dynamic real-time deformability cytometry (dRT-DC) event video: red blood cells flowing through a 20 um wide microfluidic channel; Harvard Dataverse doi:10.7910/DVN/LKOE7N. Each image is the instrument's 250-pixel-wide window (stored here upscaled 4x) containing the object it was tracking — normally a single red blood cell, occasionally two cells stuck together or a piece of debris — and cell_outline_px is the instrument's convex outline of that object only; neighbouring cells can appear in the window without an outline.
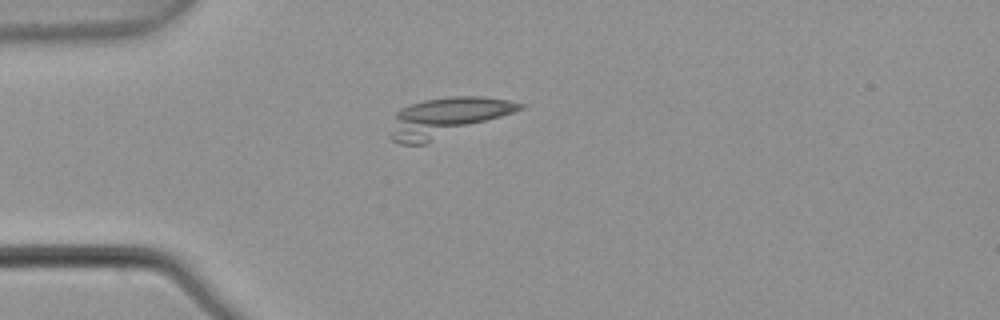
{"species": "common noctule bat (a hibernating species)", "species_latin": "Nyctalus noctula", "temperature_condition": "warm", "stored_images_in_passage": 6, "camera_frame_rate_fps": 3000, "um_per_image_px": 0.085, "animal": {"sex": "male", "body_mass_g": 21.5, "forearm_length_mm": 52.0}, "frame": {"image": 1, "passage_image": 4, "time_ms": 1.0, "image_size_px": [1000, 320], "cell_outline_px": [[524, 108], [424, 144], [400, 144], [392, 140], [388, 136], [396, 112], [400, 108], [424, 100], [452, 96], [484, 96], [508, 100], [524, 104]], "centroid_in_image_um": [37.91, 9.96], "position_along_channel_um": 47.1, "area_um2": 29.02}}
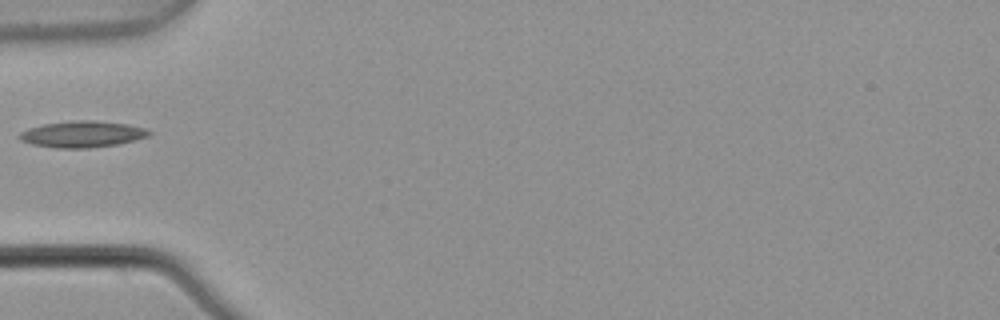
{"frame": {"image": 2, "passage_image": 5, "time_ms": 1.333, "image_size_px": [1000, 320], "cell_outline_px": [[152, 132], [148, 136], [136, 140], [116, 144], [88, 148], [56, 148], [32, 144], [20, 140], [16, 136], [20, 132], [28, 128], [44, 124], [72, 120], [96, 120], [128, 124], [144, 128]], "centroid_in_image_um": [6.97, 11.4], "position_along_channel_um": 78.0, "area_um2": 20.0}}
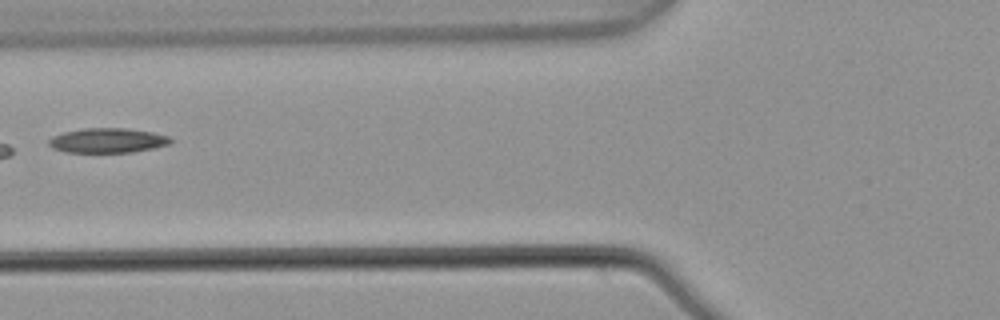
{"frame": {"image": 3, "passage_image": 6, "time_ms": 1.667, "image_size_px": [1000, 320], "cell_outline_px": [[176, 140], [168, 144], [152, 148], [132, 152], [64, 152], [52, 148], [48, 144], [48, 140], [52, 136], [64, 132], [84, 128], [124, 128], [152, 132], [168, 136]], "centroid_in_image_um": [9.13, 11.94], "position_along_channel_um": 116.7, "area_um2": 17.51}}